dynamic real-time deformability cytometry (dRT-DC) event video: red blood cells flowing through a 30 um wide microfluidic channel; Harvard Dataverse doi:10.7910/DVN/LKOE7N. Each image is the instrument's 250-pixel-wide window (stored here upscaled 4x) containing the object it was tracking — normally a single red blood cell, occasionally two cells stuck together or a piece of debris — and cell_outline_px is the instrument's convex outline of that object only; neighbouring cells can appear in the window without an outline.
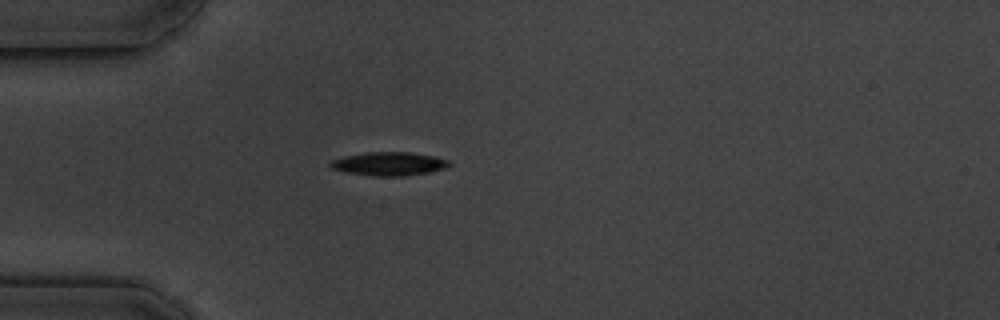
{"species": "common noctule bat (a hibernating species)", "species_latin": "Nyctalus noctula", "temperature_condition": "cold", "stored_images_in_passage": 6, "camera_frame_rate_fps": 3000, "um_per_image_px": 0.085, "animal": {"sex": "male", "body_mass_g": 19.5, "forearm_length_mm": 54.6}, "frame": {"image": 1, "passage_image": 5, "time_ms": 5.333, "image_size_px": [1000, 320], "cell_outline_px": [[452, 164], [444, 168], [428, 172], [404, 176], [372, 176], [344, 172], [332, 168], [328, 164], [332, 160], [344, 156], [368, 152], [408, 152], [432, 156], [448, 160]], "centroid_in_image_um": [33.03, 13.93], "position_along_channel_um": 52.0, "area_um2": 16.18}}